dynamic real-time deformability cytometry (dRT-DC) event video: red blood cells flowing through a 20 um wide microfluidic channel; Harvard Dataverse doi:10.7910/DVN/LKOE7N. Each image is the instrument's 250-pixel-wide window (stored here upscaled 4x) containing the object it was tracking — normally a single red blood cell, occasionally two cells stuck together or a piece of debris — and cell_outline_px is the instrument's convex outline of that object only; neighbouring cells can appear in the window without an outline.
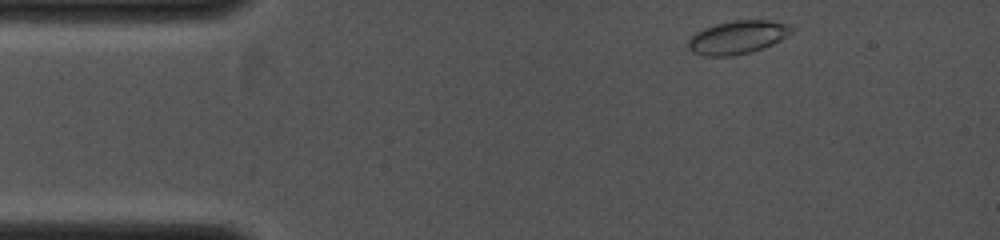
{"species": "common noctule bat (a hibernating species)", "species_latin": "Nyctalus noctula", "temperature_condition": "cold", "stored_images_in_passage": 5, "camera_frame_rate_fps": 4000, "um_per_image_px": 0.085, "animal": {"sex": "female", "body_mass_g": 19.0, "forearm_length_mm": 53.3}, "frame": {"image": 1, "passage_image": 1, "time_ms": 0.0, "image_size_px": [1000, 240], "cell_outline_px": [[792, 32], [780, 40], [772, 44], [748, 52], [732, 56], [704, 56], [692, 52], [688, 48], [688, 40], [696, 32], [704, 28], [716, 24], [736, 20], [772, 20], [788, 24], [792, 28]], "centroid_in_image_um": [62.67, 3.16], "position_along_channel_um": 22.3, "area_um2": 19.83}}
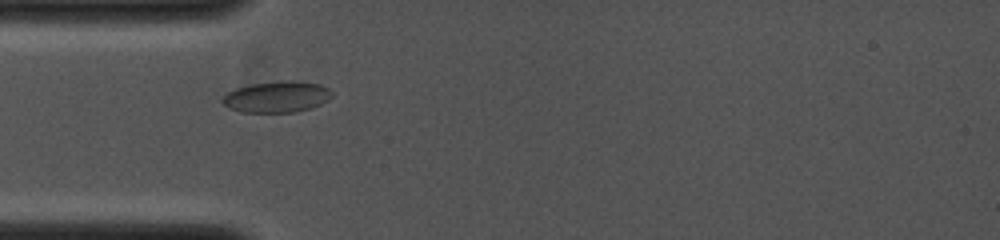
{"frame": {"image": 2, "passage_image": 4, "time_ms": 2.0, "image_size_px": [1000, 240], "cell_outline_px": [[332, 96], [328, 100], [320, 104], [296, 112], [240, 112], [228, 108], [220, 100], [228, 92], [236, 88], [252, 84], [288, 80], [296, 80], [320, 84], [328, 88], [332, 92]], "centroid_in_image_um": [23.53, 8.23], "position_along_channel_um": 61.5, "area_um2": 19.88}}
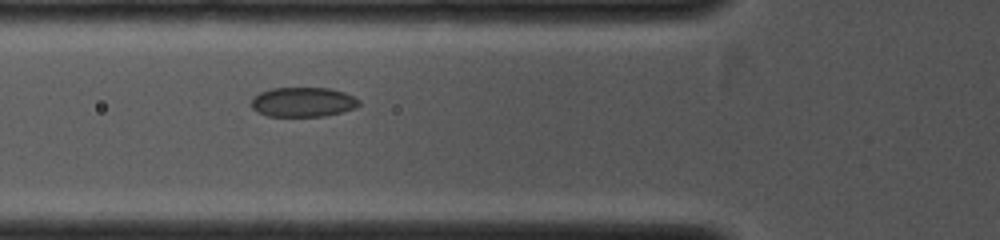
{"frame": {"image": 3, "passage_image": 5, "time_ms": 2.75, "image_size_px": [1000, 240], "cell_outline_px": [[360, 104], [356, 108], [324, 116], [268, 116], [256, 112], [252, 108], [252, 96], [260, 92], [272, 88], [328, 88], [344, 92], [360, 100]], "centroid_in_image_um": [25.73, 8.67], "position_along_channel_um": 100.1, "area_um2": 18.61}}